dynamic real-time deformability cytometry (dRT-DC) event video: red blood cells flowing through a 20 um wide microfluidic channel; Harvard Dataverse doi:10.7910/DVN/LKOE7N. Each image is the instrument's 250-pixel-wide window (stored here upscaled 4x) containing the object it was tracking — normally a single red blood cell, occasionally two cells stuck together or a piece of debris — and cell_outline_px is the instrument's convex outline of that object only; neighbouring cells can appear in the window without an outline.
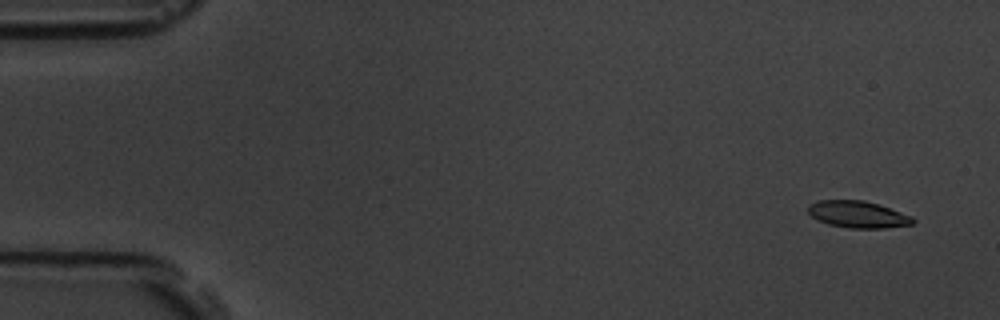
{"species": "common noctule bat (a hibernating species)", "species_latin": "Nyctalus noctula", "temperature_condition": "room temperature", "stored_images_in_passage": 57, "camera_frame_rate_fps": 3000, "um_per_image_px": 0.085, "animal": {"sex": "male", "body_mass_g": 19.5, "forearm_length_mm": 54.6}, "frame": {"image": 1, "passage_image": 4, "time_ms": 1.0, "image_size_px": [1000, 320], "cell_outline_px": [[916, 220], [912, 224], [884, 228], [848, 228], [828, 224], [816, 220], [808, 212], [808, 204], [816, 200], [864, 200], [912, 216]], "centroid_in_image_um": [72.87, 18.22], "position_along_channel_um": 12.1, "area_um2": 16.36}}
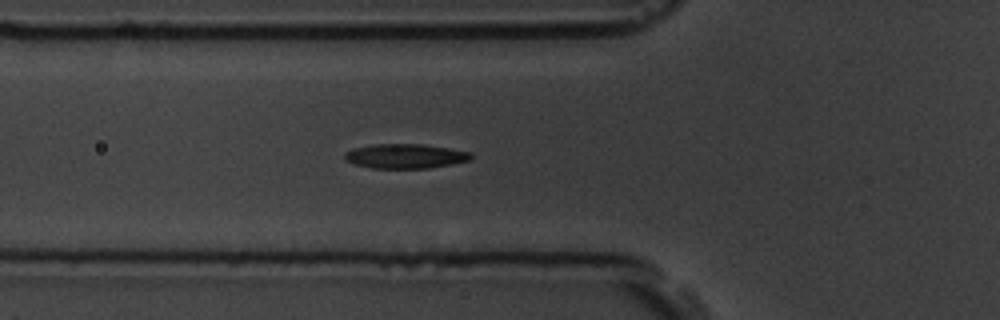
{"frame": {"image": 2, "passage_image": 21, "time_ms": 6.667, "image_size_px": [1000, 320], "cell_outline_px": [[472, 160], [452, 164], [428, 168], [372, 168], [356, 164], [344, 160], [344, 152], [352, 148], [372, 144], [420, 144], [448, 148], [472, 152]], "centroid_in_image_um": [34.44, 13.27], "position_along_channel_um": 91.4, "area_um2": 18.15}}
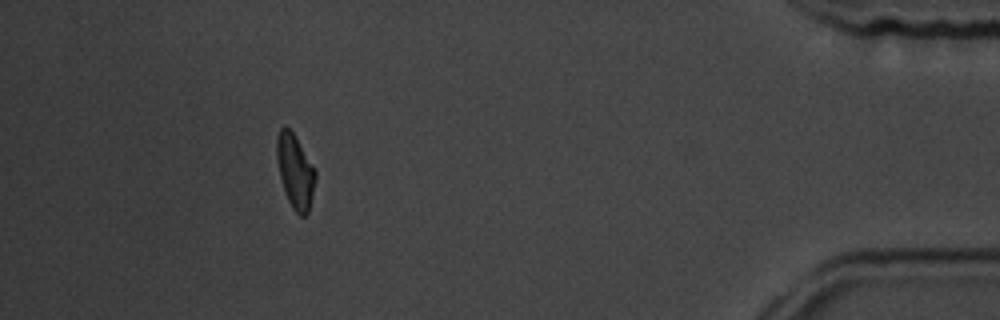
{"frame": {"image": 3, "passage_image": 52, "time_ms": 17.0, "image_size_px": [1000, 320], "cell_outline_px": [[316, 180], [308, 212], [304, 216], [300, 216], [292, 208], [284, 192], [276, 160], [276, 136], [280, 128], [284, 124], [292, 132], [316, 168]], "centroid_in_image_um": [25.08, 14.54], "position_along_channel_um": 410.1, "area_um2": 16.88}, "authors_computed_cell_mechanics": {"area_um2": 17.2822, "velocity_mm_per_s": 3.6429, "shape_relaxation_time_tau1_ms": 4.5545, "shape_relaxation_time_tau2_ms": 4.0632, "deformation_change_tau1": 0.1387, "deformation_change_tau2": 0.1099}}